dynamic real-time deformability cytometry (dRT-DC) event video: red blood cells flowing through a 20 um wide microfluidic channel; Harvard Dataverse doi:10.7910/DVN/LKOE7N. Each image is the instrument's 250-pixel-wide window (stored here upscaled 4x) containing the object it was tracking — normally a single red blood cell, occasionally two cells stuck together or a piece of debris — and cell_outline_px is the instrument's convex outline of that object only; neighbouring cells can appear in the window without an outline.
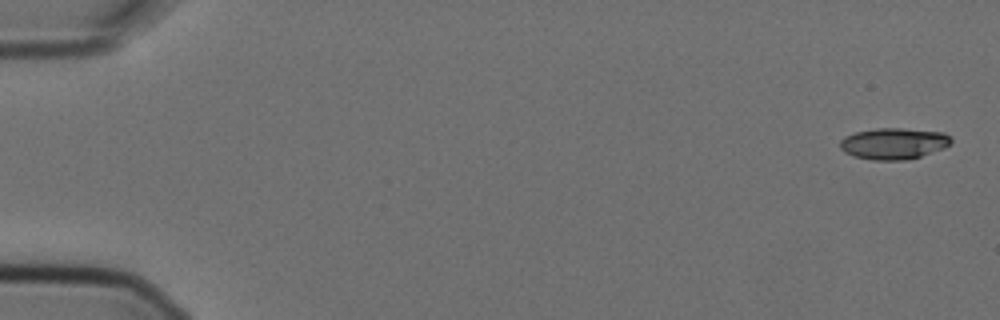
{"species": "Egyptian fruit bat (a non-hibernating species)", "species_latin": "Rousettus aegyptiacus", "temperature_condition": "cold", "stored_images_in_passage": 5, "camera_frame_rate_fps": 3000, "um_per_image_px": 0.085, "animal": {"sex": "female"}, "frame": {"image": 1, "passage_image": 1, "time_ms": 0.0, "image_size_px": [1000, 320], "cell_outline_px": [[952, 140], [944, 148], [920, 156], [904, 160], [872, 160], [852, 156], [844, 152], [840, 148], [840, 140], [844, 136], [856, 132], [876, 128], [900, 128], [944, 132]], "centroid_in_image_um": [75.92, 12.2], "position_along_channel_um": 9.1, "area_um2": 20.23}}
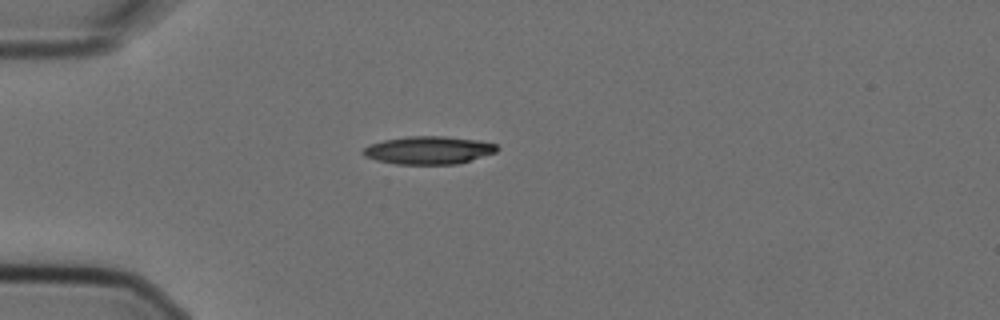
{"frame": {"image": 2, "passage_image": 5, "time_ms": 1.333, "image_size_px": [1000, 320], "cell_outline_px": [[500, 148], [496, 152], [456, 164], [396, 164], [376, 160], [364, 156], [360, 152], [364, 148], [372, 144], [384, 140], [408, 136], [444, 136], [480, 140], [496, 144]], "centroid_in_image_um": [36.43, 12.76], "position_along_channel_um": 48.6, "area_um2": 21.73}}